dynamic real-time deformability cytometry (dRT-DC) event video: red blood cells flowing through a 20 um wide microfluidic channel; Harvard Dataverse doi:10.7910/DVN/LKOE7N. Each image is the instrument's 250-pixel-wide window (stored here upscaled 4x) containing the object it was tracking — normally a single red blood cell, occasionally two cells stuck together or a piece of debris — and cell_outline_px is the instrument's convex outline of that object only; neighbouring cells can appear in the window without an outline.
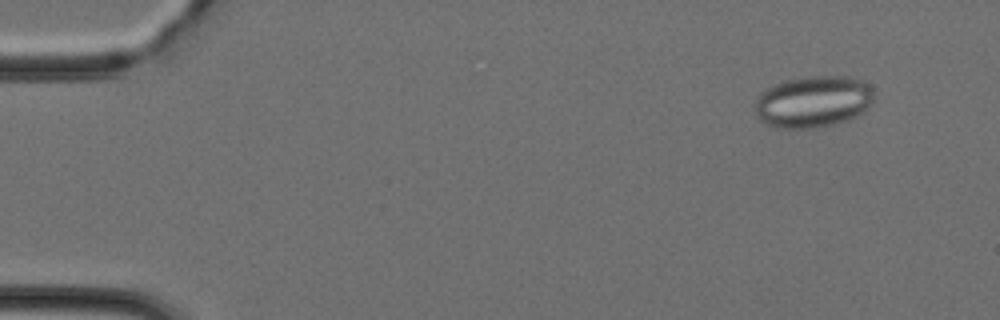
{"species": "Egyptian fruit bat (a non-hibernating species)", "species_latin": "Rousettus aegyptiacus", "temperature_condition": "cold", "stored_images_in_passage": 46, "segment_of_instrument_passage": [1, 2], "camera_frame_rate_fps": 3000, "um_per_image_px": 0.085, "animal": {"sex": "female"}, "frame": {"image": 1, "passage_image": 4, "time_ms": 1.0, "image_size_px": [1000, 320], "cell_outline_px": [[872, 104], [864, 112], [848, 120], [832, 124], [812, 128], [776, 128], [760, 120], [756, 116], [752, 104], [756, 96], [760, 92], [784, 80], [808, 76], [848, 76], [864, 80], [872, 88]], "centroid_in_image_um": [69.09, 8.63], "position_along_channel_um": 15.9, "area_um2": 36.3}}